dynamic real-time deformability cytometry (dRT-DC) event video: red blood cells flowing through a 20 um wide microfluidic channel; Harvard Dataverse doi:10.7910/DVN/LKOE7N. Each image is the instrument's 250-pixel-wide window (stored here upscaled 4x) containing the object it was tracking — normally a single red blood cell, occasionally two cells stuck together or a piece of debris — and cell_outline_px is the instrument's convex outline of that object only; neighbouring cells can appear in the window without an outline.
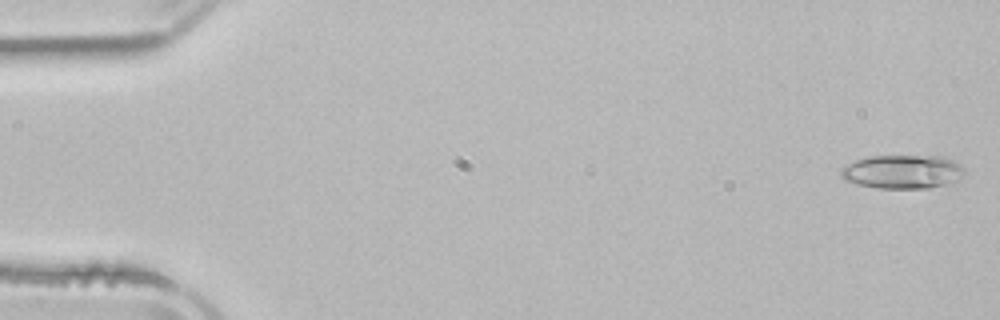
{"species": "common noctule bat (a hibernating species)", "species_latin": "Nyctalus noctula", "temperature_condition": "room temperature", "stored_images_in_passage": 5, "camera_frame_rate_fps": 3000, "um_per_image_px": 0.085, "animal": {"sex": "male", "body_mass_g": 21.5, "forearm_length_mm": 52.0}, "frame": {"image": 1, "passage_image": 1, "time_ms": 0.0, "image_size_px": [1000, 320], "cell_outline_px": [[968, 172], [952, 184], [928, 188], [876, 188], [856, 184], [844, 180], [840, 176], [840, 168], [856, 160], [872, 156], [940, 156], [952, 160], [960, 164]], "centroid_in_image_um": [76.75, 14.61], "position_along_channel_um": 8.3, "area_um2": 24.62}}
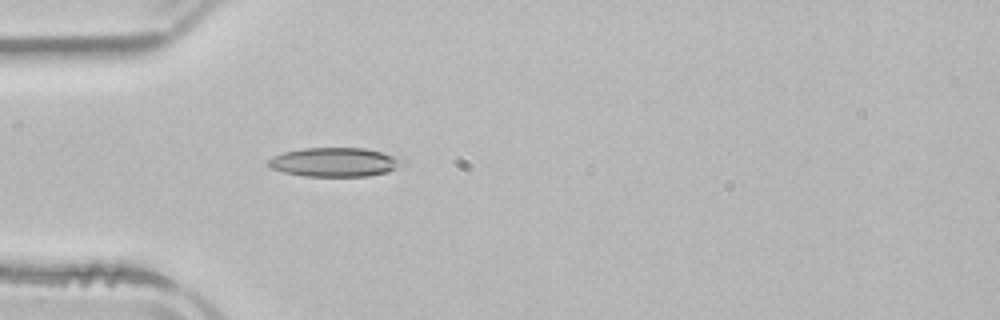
{"frame": {"image": 2, "passage_image": 5, "time_ms": 4.667, "image_size_px": [1000, 320], "cell_outline_px": [[404, 160], [396, 168], [388, 172], [368, 176], [304, 176], [284, 172], [272, 168], [268, 164], [268, 160], [272, 156], [284, 152], [304, 148], [364, 148], [396, 156]], "centroid_in_image_um": [28.43, 13.78], "position_along_channel_um": 56.6, "area_um2": 22.48}}